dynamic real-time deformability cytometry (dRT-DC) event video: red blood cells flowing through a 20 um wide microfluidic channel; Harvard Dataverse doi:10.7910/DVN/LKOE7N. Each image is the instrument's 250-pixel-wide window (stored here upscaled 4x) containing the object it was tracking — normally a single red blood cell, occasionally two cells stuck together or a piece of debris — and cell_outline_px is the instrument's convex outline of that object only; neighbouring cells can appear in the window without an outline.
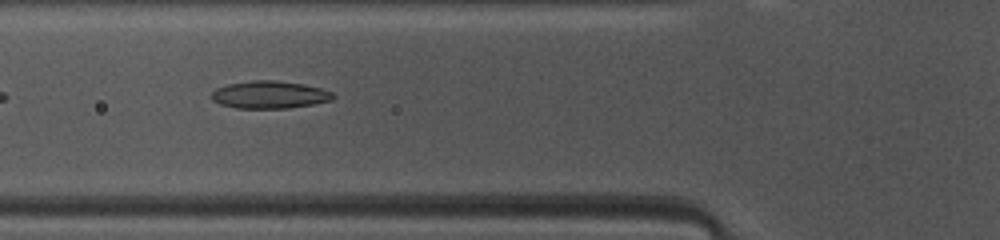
{"species": "common noctule bat (a hibernating species)", "species_latin": "Nyctalus noctula", "temperature_condition": "warm", "stored_images_in_passage": 35, "camera_frame_rate_fps": 3000, "um_per_image_px": 0.085, "animal": {"sex": "female", "body_mass_g": 10.0, "forearm_length_mm": 53.1}, "frame": {"image": 1, "passage_image": 6, "time_ms": 1.667, "image_size_px": [1000, 240], "cell_outline_px": [[336, 96], [332, 100], [312, 104], [288, 108], [236, 108], [220, 104], [212, 100], [208, 96], [216, 88], [228, 84], [252, 80], [276, 80], [304, 84], [320, 88], [332, 92]], "centroid_in_image_um": [22.89, 8.05], "position_along_channel_um": 102.9, "area_um2": 19.59}, "authors_computed_cell_mechanics": {"area_um2": 19.074, "velocity_mm_per_s": 4.1641, "shape_relaxation_time_tau1_ms": 4.5066, "shape_relaxation_time_tau2_ms": 2.7006, "deformation_change_tau1": 0.1692, "deformation_change_tau2": 0.1023}}